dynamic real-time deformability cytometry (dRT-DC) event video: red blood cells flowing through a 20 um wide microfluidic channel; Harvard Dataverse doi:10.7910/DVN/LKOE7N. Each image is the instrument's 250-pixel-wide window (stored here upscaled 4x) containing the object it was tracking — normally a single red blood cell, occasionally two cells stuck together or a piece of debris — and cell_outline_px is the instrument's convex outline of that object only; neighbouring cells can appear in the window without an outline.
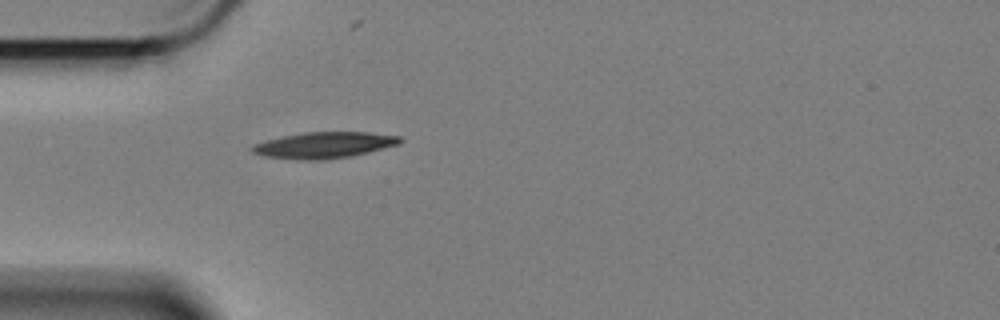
{"species": "Egyptian fruit bat (a non-hibernating species)", "species_latin": "Rousettus aegyptiacus", "temperature_condition": "cold", "stored_images_in_passage": 34, "camera_frame_rate_fps": 3000, "um_per_image_px": 0.085, "animal": {"sex": "female"}, "frame": {"image": 1, "passage_image": 1, "time_ms": 0.0, "image_size_px": [1000, 320], "cell_outline_px": [[404, 140], [400, 144], [352, 156], [324, 160], [300, 160], [264, 156], [252, 152], [248, 148], [252, 144], [264, 140], [304, 132], [368, 132], [400, 136]], "centroid_in_image_um": [27.53, 12.33], "position_along_channel_um": 57.5, "area_um2": 22.77}}
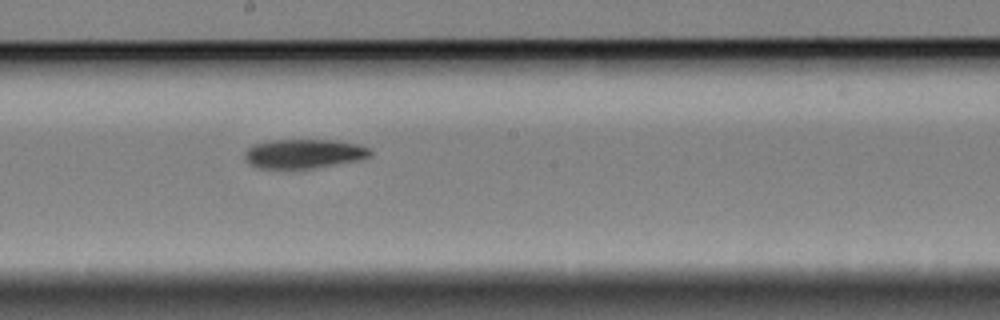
{"frame": {"image": 2, "passage_image": 16, "time_ms": 5.0, "image_size_px": [1000, 320], "cell_outline_px": [[372, 156], [364, 160], [312, 168], [260, 168], [248, 164], [244, 156], [244, 152], [252, 144], [268, 140], [336, 140], [356, 144], [372, 148]], "centroid_in_image_um": [25.87, 13.06], "position_along_channel_um": 222.3, "area_um2": 21.73}}
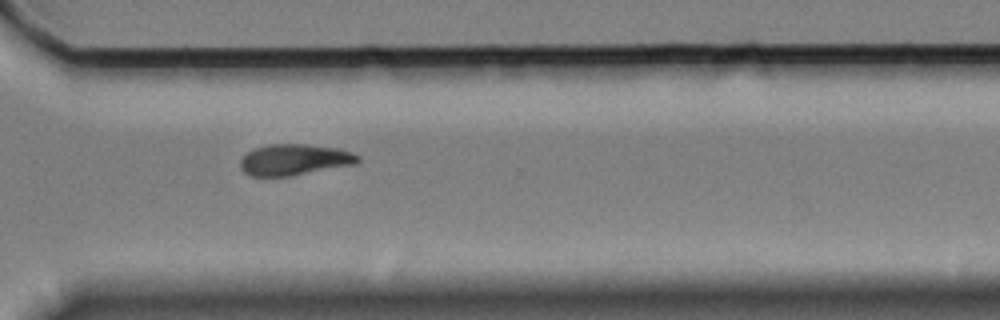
{"frame": {"image": 3, "passage_image": 27, "time_ms": 8.667, "image_size_px": [1000, 320], "cell_outline_px": [[360, 160], [356, 164], [288, 176], [252, 176], [244, 172], [240, 168], [240, 160], [252, 148], [268, 144], [308, 144], [336, 148], [352, 152], [360, 156]], "centroid_in_image_um": [25.01, 13.56], "position_along_channel_um": 345.6, "area_um2": 21.33}, "authors_computed_cell_mechanics": {"area_um2": 21.7617, "velocity_mm_per_s": 3.365, "shape_relaxation_time_tau1_ms": 3.9021, "shape_relaxation_time_tau2_ms": null, "deformation_change_tau1": 0.1376, "deformation_change_tau2": null}}